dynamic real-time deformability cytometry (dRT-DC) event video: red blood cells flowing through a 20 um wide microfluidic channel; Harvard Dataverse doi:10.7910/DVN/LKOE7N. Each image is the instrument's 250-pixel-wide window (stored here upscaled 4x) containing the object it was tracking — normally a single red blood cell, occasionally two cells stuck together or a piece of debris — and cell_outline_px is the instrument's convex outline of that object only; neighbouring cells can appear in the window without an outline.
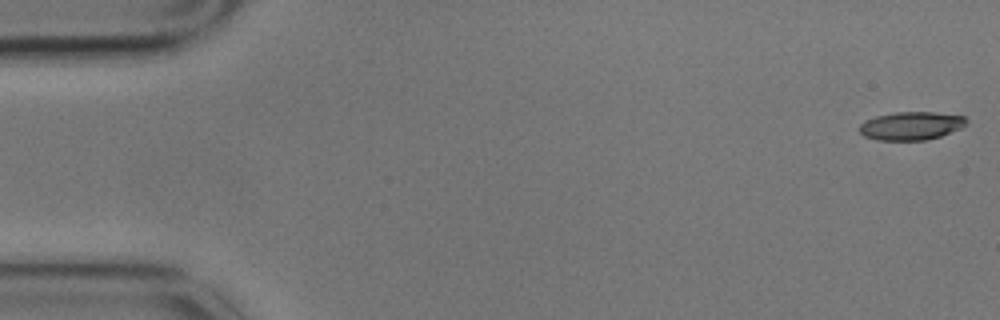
{"species": "common noctule bat (a hibernating species)", "species_latin": "Nyctalus noctula", "temperature_condition": "cold", "stored_images_in_passage": 7, "camera_frame_rate_fps": 3000, "um_per_image_px": 0.085, "animal": {"sex": "male", "body_mass_g": 17.9}, "frame": {"image": 1, "passage_image": 1, "time_ms": 0.0, "image_size_px": [1000, 320], "cell_outline_px": [[968, 120], [960, 128], [940, 136], [924, 140], [876, 140], [864, 136], [860, 132], [860, 124], [864, 120], [876, 116], [896, 112], [932, 112], [964, 116]], "centroid_in_image_um": [77.41, 10.69], "position_along_channel_um": 7.6, "area_um2": 17.46}}